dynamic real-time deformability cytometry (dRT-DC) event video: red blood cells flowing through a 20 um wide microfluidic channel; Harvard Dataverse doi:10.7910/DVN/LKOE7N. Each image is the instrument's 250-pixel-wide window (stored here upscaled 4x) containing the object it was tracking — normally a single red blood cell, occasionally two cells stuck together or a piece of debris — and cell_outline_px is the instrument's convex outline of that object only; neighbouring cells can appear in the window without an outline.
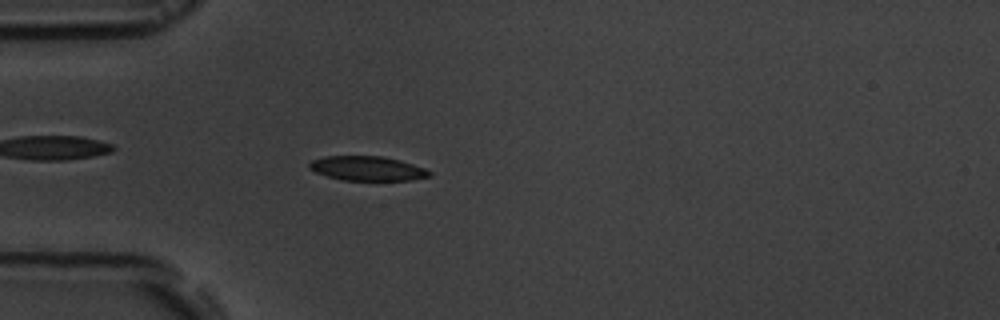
{"species": "common noctule bat (a hibernating species)", "species_latin": "Nyctalus noctula", "temperature_condition": "room temperature", "stored_images_in_passage": 56, "camera_frame_rate_fps": 3000, "um_per_image_px": 0.085, "animal": {"sex": "male", "body_mass_g": 19.5, "forearm_length_mm": 54.6}, "frame": {"image": 1, "passage_image": 16, "time_ms": 5.0, "image_size_px": [1000, 320], "cell_outline_px": [[432, 176], [412, 180], [340, 180], [316, 172], [308, 168], [308, 164], [312, 160], [324, 156], [384, 156], [400, 160], [424, 168], [432, 172]], "centroid_in_image_um": [31.23, 14.31], "position_along_channel_um": 53.8, "area_um2": 17.17}}
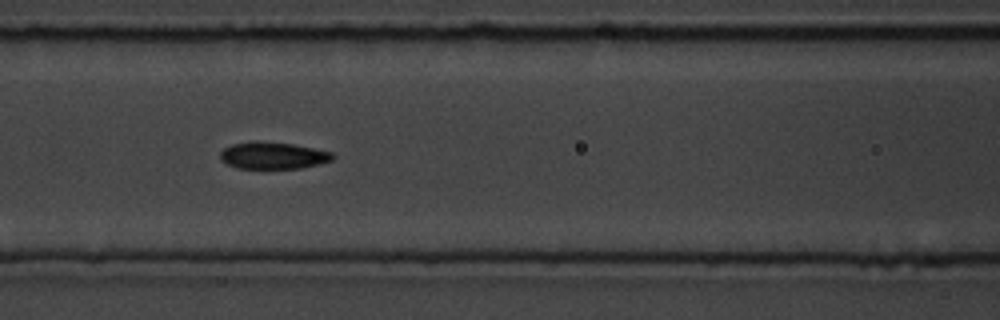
{"frame": {"image": 2, "passage_image": 24, "time_ms": 7.667, "image_size_px": [1000, 320], "cell_outline_px": [[336, 156], [332, 160], [300, 168], [236, 168], [220, 160], [220, 152], [224, 148], [232, 144], [252, 140], [256, 140], [292, 144], [332, 152]], "centroid_in_image_um": [23.16, 13.2], "position_along_channel_um": 143.4, "area_um2": 17.63}}
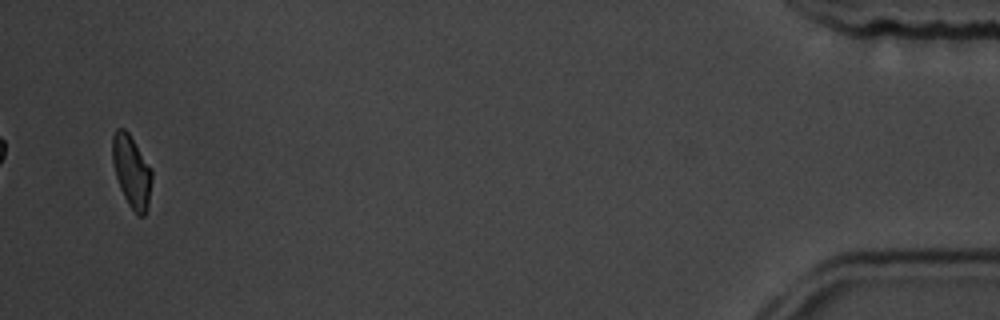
{"frame": {"image": 3, "passage_image": 54, "time_ms": 17.667, "image_size_px": [1000, 320], "cell_outline_px": [[152, 180], [148, 204], [144, 216], [140, 216], [128, 204], [120, 188], [116, 176], [112, 160], [112, 136], [116, 128], [124, 128], [128, 132], [152, 168]], "centroid_in_image_um": [11.18, 14.53], "position_along_channel_um": 424.0, "area_um2": 16.53}, "authors_computed_cell_mechanics": {"area_um2": 17.34, "velocity_mm_per_s": 3.6551, "shape_relaxation_time_tau1_ms": 2.8949, "shape_relaxation_time_tau2_ms": 1.6779, "deformation_change_tau1": 0.1276, "deformation_change_tau2": 0.0499}}